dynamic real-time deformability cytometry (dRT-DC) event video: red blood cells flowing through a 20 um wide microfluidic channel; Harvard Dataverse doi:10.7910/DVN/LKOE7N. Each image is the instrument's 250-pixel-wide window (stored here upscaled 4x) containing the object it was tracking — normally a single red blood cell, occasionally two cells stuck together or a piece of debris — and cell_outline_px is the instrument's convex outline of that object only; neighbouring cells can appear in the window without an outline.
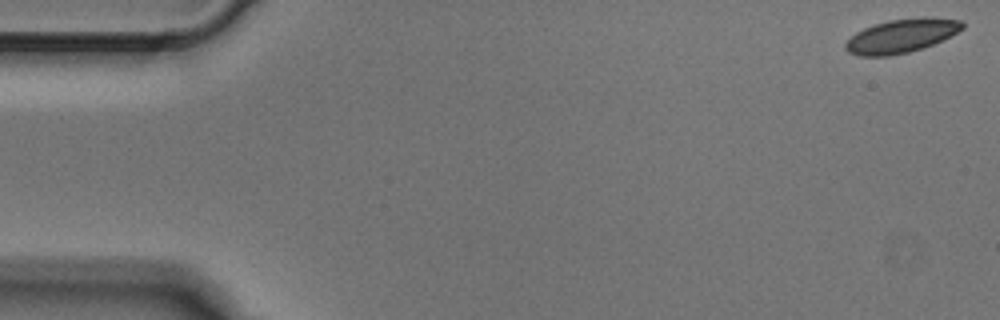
{"species": "Egyptian fruit bat (a non-hibernating species)", "species_latin": "Rousettus aegyptiacus", "temperature_condition": "cold", "stored_images_in_passage": 8, "camera_frame_rate_fps": 3000, "um_per_image_px": 0.085, "animal": {"sex": "male"}, "frame": {"image": 1, "passage_image": 1, "time_ms": 0.0, "image_size_px": [1000, 320], "cell_outline_px": [[964, 28], [924, 48], [908, 52], [888, 56], [860, 56], [848, 52], [844, 48], [844, 44], [856, 32], [864, 28], [888, 20], [932, 16], [960, 20], [964, 24]], "centroid_in_image_um": [76.61, 3.04], "position_along_channel_um": 8.4, "area_um2": 22.83}}
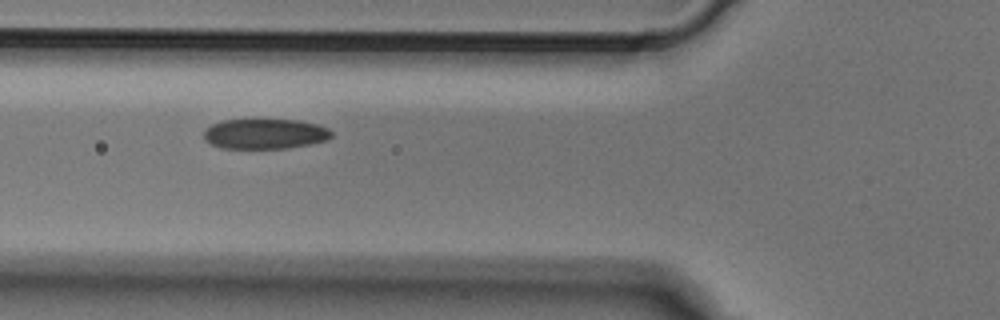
{"frame": {"image": 2, "passage_image": 5, "time_ms": 1.333, "image_size_px": [1000, 320], "cell_outline_px": [[332, 136], [328, 140], [288, 148], [220, 148], [204, 140], [204, 128], [220, 120], [300, 120], [316, 124], [328, 128], [332, 132]], "centroid_in_image_um": [22.5, 11.37], "position_along_channel_um": 103.3, "area_um2": 22.48}}
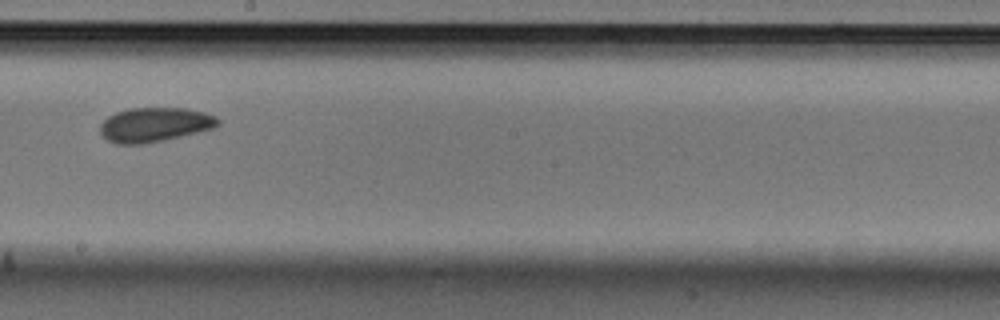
{"frame": {"image": 3, "passage_image": 8, "time_ms": 2.333, "image_size_px": [1000, 320], "cell_outline_px": [[220, 124], [212, 128], [164, 140], [144, 144], [116, 144], [108, 140], [100, 132], [100, 124], [108, 116], [116, 112], [132, 108], [184, 108], [204, 112], [216, 116], [220, 120]], "centroid_in_image_um": [13.13, 10.59], "position_along_channel_um": 235.1, "area_um2": 23.47}}